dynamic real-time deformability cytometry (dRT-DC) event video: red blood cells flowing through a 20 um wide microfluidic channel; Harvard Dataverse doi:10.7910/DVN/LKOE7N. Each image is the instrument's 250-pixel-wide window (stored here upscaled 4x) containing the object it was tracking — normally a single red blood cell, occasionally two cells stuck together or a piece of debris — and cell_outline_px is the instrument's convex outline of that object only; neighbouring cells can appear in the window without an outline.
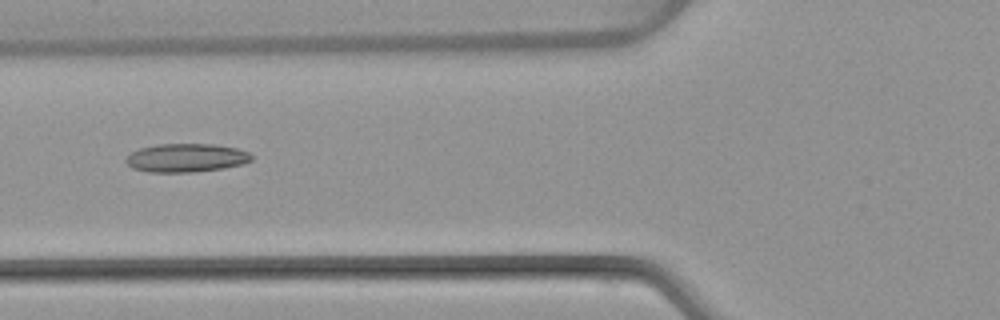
{"species": "common noctule bat (a hibernating species)", "species_latin": "Nyctalus noctula", "temperature_condition": "warm", "stored_images_in_passage": 6, "camera_frame_rate_fps": 3000, "um_per_image_px": 0.085, "animal": {"sex": "female", "body_mass_g": 22.7, "forearm_length_mm": 54.2}, "frame": {"image": 1, "passage_image": 4, "time_ms": 4.667, "image_size_px": [1000, 320], "cell_outline_px": [[252, 160], [244, 164], [224, 168], [192, 172], [148, 172], [132, 168], [124, 160], [132, 152], [140, 148], [156, 144], [212, 144], [236, 148], [248, 152], [252, 156]], "centroid_in_image_um": [15.83, 13.42], "position_along_channel_um": 110.0, "area_um2": 20.87}}
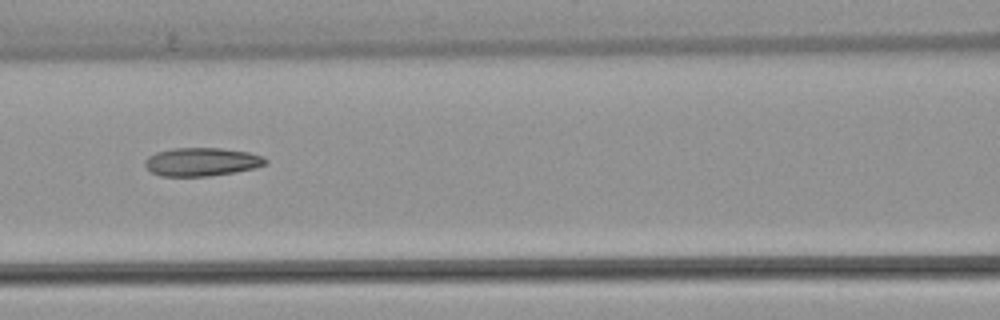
{"frame": {"image": 2, "passage_image": 5, "time_ms": 5.667, "image_size_px": [1000, 320], "cell_outline_px": [[268, 164], [256, 168], [236, 172], [208, 176], [160, 176], [152, 172], [144, 164], [144, 160], [148, 156], [156, 152], [172, 148], [220, 148], [248, 152], [264, 156], [268, 160]], "centroid_in_image_um": [17.18, 13.75], "position_along_channel_um": 149.4, "area_um2": 20.11}}
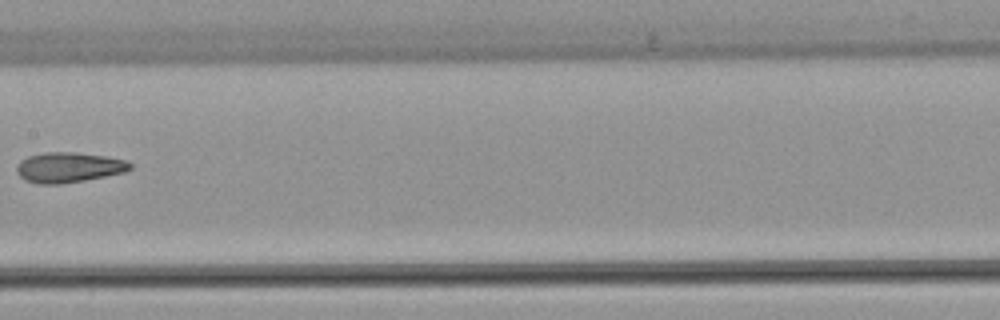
{"frame": {"image": 3, "passage_image": 6, "time_ms": 7.0, "image_size_px": [1000, 320], "cell_outline_px": [[132, 168], [124, 172], [84, 180], [60, 184], [40, 184], [24, 180], [16, 172], [16, 168], [20, 160], [28, 156], [44, 152], [76, 152], [104, 156], [128, 160], [132, 164]], "centroid_in_image_um": [5.83, 14.22], "position_along_channel_um": 201.6, "area_um2": 20.0}}